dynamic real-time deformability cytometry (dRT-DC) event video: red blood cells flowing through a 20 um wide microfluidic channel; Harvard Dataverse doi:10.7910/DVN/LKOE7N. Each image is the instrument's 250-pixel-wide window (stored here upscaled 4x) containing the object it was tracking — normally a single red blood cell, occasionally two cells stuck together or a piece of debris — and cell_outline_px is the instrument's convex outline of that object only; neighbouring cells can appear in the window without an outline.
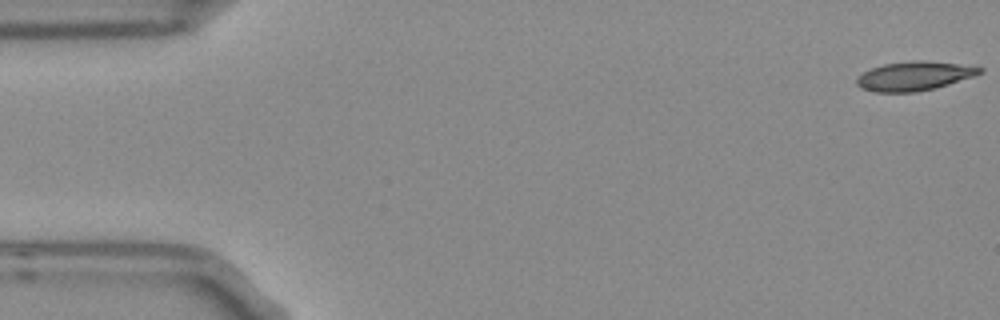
{"species": "Egyptian fruit bat (a non-hibernating species)", "species_latin": "Rousettus aegyptiacus", "temperature_condition": "room temperature", "stored_images_in_passage": 5, "camera_frame_rate_fps": 3000, "um_per_image_px": 0.085, "frame": {"image": 1, "passage_image": 1, "time_ms": 0.0, "image_size_px": [1000, 320], "cell_outline_px": [[984, 72], [936, 88], [916, 92], [876, 92], [860, 88], [856, 84], [856, 80], [864, 72], [872, 68], [884, 64], [916, 60], [924, 60], [956, 64], [984, 68]], "centroid_in_image_um": [77.69, 6.47], "position_along_channel_um": 7.3, "area_um2": 20.58}}
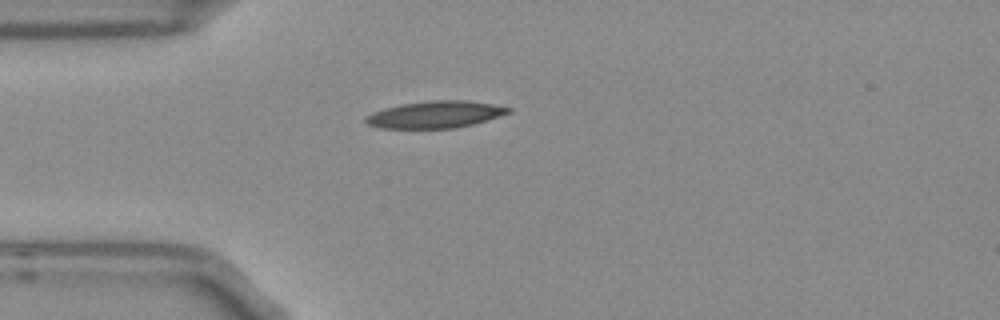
{"frame": {"image": 2, "passage_image": 5, "time_ms": 1.333, "image_size_px": [1000, 320], "cell_outline_px": [[512, 112], [488, 120], [472, 124], [452, 128], [380, 128], [368, 124], [364, 120], [364, 116], [372, 112], [384, 108], [400, 104], [432, 100], [468, 100], [492, 104], [512, 108]], "centroid_in_image_um": [36.99, 9.72], "position_along_channel_um": 48.0, "area_um2": 22.48}}